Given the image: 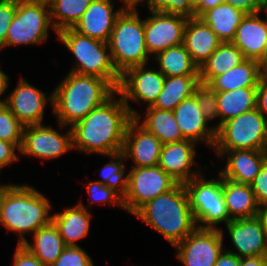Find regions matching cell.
<instances>
[{"label": "cell", "mask_w": 267, "mask_h": 266, "mask_svg": "<svg viewBox=\"0 0 267 266\" xmlns=\"http://www.w3.org/2000/svg\"><path fill=\"white\" fill-rule=\"evenodd\" d=\"M116 95L117 91L71 127L73 150L104 156L122 152L127 126L134 117Z\"/></svg>", "instance_id": "1"}, {"label": "cell", "mask_w": 267, "mask_h": 266, "mask_svg": "<svg viewBox=\"0 0 267 266\" xmlns=\"http://www.w3.org/2000/svg\"><path fill=\"white\" fill-rule=\"evenodd\" d=\"M117 90L105 79L68 72L52 91V110L60 127H72Z\"/></svg>", "instance_id": "2"}, {"label": "cell", "mask_w": 267, "mask_h": 266, "mask_svg": "<svg viewBox=\"0 0 267 266\" xmlns=\"http://www.w3.org/2000/svg\"><path fill=\"white\" fill-rule=\"evenodd\" d=\"M51 203L42 192L27 184H9L0 190V224L17 233L18 243L52 221Z\"/></svg>", "instance_id": "3"}, {"label": "cell", "mask_w": 267, "mask_h": 266, "mask_svg": "<svg viewBox=\"0 0 267 266\" xmlns=\"http://www.w3.org/2000/svg\"><path fill=\"white\" fill-rule=\"evenodd\" d=\"M134 216L158 231L172 246L197 228L183 183L147 202Z\"/></svg>", "instance_id": "4"}, {"label": "cell", "mask_w": 267, "mask_h": 266, "mask_svg": "<svg viewBox=\"0 0 267 266\" xmlns=\"http://www.w3.org/2000/svg\"><path fill=\"white\" fill-rule=\"evenodd\" d=\"M113 65L121 75L134 66L147 65L144 19L136 9L125 8L117 17L108 41Z\"/></svg>", "instance_id": "5"}, {"label": "cell", "mask_w": 267, "mask_h": 266, "mask_svg": "<svg viewBox=\"0 0 267 266\" xmlns=\"http://www.w3.org/2000/svg\"><path fill=\"white\" fill-rule=\"evenodd\" d=\"M56 36L76 59L69 72L103 78L117 90L120 74L113 65L108 43L80 34L73 28L63 29Z\"/></svg>", "instance_id": "6"}, {"label": "cell", "mask_w": 267, "mask_h": 266, "mask_svg": "<svg viewBox=\"0 0 267 266\" xmlns=\"http://www.w3.org/2000/svg\"><path fill=\"white\" fill-rule=\"evenodd\" d=\"M266 148L267 119L257 108L227 120L216 129L213 150L218 157L225 151Z\"/></svg>", "instance_id": "7"}, {"label": "cell", "mask_w": 267, "mask_h": 266, "mask_svg": "<svg viewBox=\"0 0 267 266\" xmlns=\"http://www.w3.org/2000/svg\"><path fill=\"white\" fill-rule=\"evenodd\" d=\"M194 221L199 229H219L231 221L222 192V176L204 179L203 174L184 183Z\"/></svg>", "instance_id": "8"}, {"label": "cell", "mask_w": 267, "mask_h": 266, "mask_svg": "<svg viewBox=\"0 0 267 266\" xmlns=\"http://www.w3.org/2000/svg\"><path fill=\"white\" fill-rule=\"evenodd\" d=\"M51 23L50 5L17 0V9L4 47L41 44L48 39Z\"/></svg>", "instance_id": "9"}, {"label": "cell", "mask_w": 267, "mask_h": 266, "mask_svg": "<svg viewBox=\"0 0 267 266\" xmlns=\"http://www.w3.org/2000/svg\"><path fill=\"white\" fill-rule=\"evenodd\" d=\"M178 182L160 166L131 167L128 190L123 198L124 210L134 215L143 205L169 192Z\"/></svg>", "instance_id": "10"}, {"label": "cell", "mask_w": 267, "mask_h": 266, "mask_svg": "<svg viewBox=\"0 0 267 266\" xmlns=\"http://www.w3.org/2000/svg\"><path fill=\"white\" fill-rule=\"evenodd\" d=\"M146 65L128 68L120 75L117 88L118 95L134 117L139 112L128 102H144L152 106L159 96L165 81V75L159 70L145 68ZM129 100V101H128Z\"/></svg>", "instance_id": "11"}, {"label": "cell", "mask_w": 267, "mask_h": 266, "mask_svg": "<svg viewBox=\"0 0 267 266\" xmlns=\"http://www.w3.org/2000/svg\"><path fill=\"white\" fill-rule=\"evenodd\" d=\"M223 230L196 228L176 244V257L184 266H214L225 249Z\"/></svg>", "instance_id": "12"}, {"label": "cell", "mask_w": 267, "mask_h": 266, "mask_svg": "<svg viewBox=\"0 0 267 266\" xmlns=\"http://www.w3.org/2000/svg\"><path fill=\"white\" fill-rule=\"evenodd\" d=\"M67 131L61 134L44 124L26 126L19 152L42 159V162L59 158L73 149L71 127Z\"/></svg>", "instance_id": "13"}, {"label": "cell", "mask_w": 267, "mask_h": 266, "mask_svg": "<svg viewBox=\"0 0 267 266\" xmlns=\"http://www.w3.org/2000/svg\"><path fill=\"white\" fill-rule=\"evenodd\" d=\"M144 18L145 45L149 55L183 43L188 18L164 12L149 11Z\"/></svg>", "instance_id": "14"}, {"label": "cell", "mask_w": 267, "mask_h": 266, "mask_svg": "<svg viewBox=\"0 0 267 266\" xmlns=\"http://www.w3.org/2000/svg\"><path fill=\"white\" fill-rule=\"evenodd\" d=\"M6 98L5 105L25 127L42 124L46 104L49 102L52 106L53 100L52 93L46 97L45 92L24 78H20L16 88Z\"/></svg>", "instance_id": "15"}, {"label": "cell", "mask_w": 267, "mask_h": 266, "mask_svg": "<svg viewBox=\"0 0 267 266\" xmlns=\"http://www.w3.org/2000/svg\"><path fill=\"white\" fill-rule=\"evenodd\" d=\"M231 242L237 251H226L239 258L267 256V230L260 216L231 220L226 224Z\"/></svg>", "instance_id": "16"}, {"label": "cell", "mask_w": 267, "mask_h": 266, "mask_svg": "<svg viewBox=\"0 0 267 266\" xmlns=\"http://www.w3.org/2000/svg\"><path fill=\"white\" fill-rule=\"evenodd\" d=\"M162 142L151 132L132 119L126 129L122 153L133 159V167H149L159 163Z\"/></svg>", "instance_id": "17"}, {"label": "cell", "mask_w": 267, "mask_h": 266, "mask_svg": "<svg viewBox=\"0 0 267 266\" xmlns=\"http://www.w3.org/2000/svg\"><path fill=\"white\" fill-rule=\"evenodd\" d=\"M173 112L184 140H190L196 144L201 140L203 144L210 146V149L214 147L215 125L207 126L209 120L199 108L194 94L180 102Z\"/></svg>", "instance_id": "18"}, {"label": "cell", "mask_w": 267, "mask_h": 266, "mask_svg": "<svg viewBox=\"0 0 267 266\" xmlns=\"http://www.w3.org/2000/svg\"><path fill=\"white\" fill-rule=\"evenodd\" d=\"M125 8L114 9L112 0H92L73 29L90 38L108 43L117 17Z\"/></svg>", "instance_id": "19"}, {"label": "cell", "mask_w": 267, "mask_h": 266, "mask_svg": "<svg viewBox=\"0 0 267 266\" xmlns=\"http://www.w3.org/2000/svg\"><path fill=\"white\" fill-rule=\"evenodd\" d=\"M195 146L196 143L190 140L163 144L158 166L178 183L190 181L201 174L192 170L197 155Z\"/></svg>", "instance_id": "20"}, {"label": "cell", "mask_w": 267, "mask_h": 266, "mask_svg": "<svg viewBox=\"0 0 267 266\" xmlns=\"http://www.w3.org/2000/svg\"><path fill=\"white\" fill-rule=\"evenodd\" d=\"M221 43L215 32L201 18H188L184 28L183 44L199 69Z\"/></svg>", "instance_id": "21"}, {"label": "cell", "mask_w": 267, "mask_h": 266, "mask_svg": "<svg viewBox=\"0 0 267 266\" xmlns=\"http://www.w3.org/2000/svg\"><path fill=\"white\" fill-rule=\"evenodd\" d=\"M220 157L227 158L225 167L219 173L222 178L247 185L253 182L267 160L266 150L225 151Z\"/></svg>", "instance_id": "22"}, {"label": "cell", "mask_w": 267, "mask_h": 266, "mask_svg": "<svg viewBox=\"0 0 267 266\" xmlns=\"http://www.w3.org/2000/svg\"><path fill=\"white\" fill-rule=\"evenodd\" d=\"M260 13L245 14L232 41L246 59L256 61L262 55L267 41V13L265 20L259 17Z\"/></svg>", "instance_id": "23"}, {"label": "cell", "mask_w": 267, "mask_h": 266, "mask_svg": "<svg viewBox=\"0 0 267 266\" xmlns=\"http://www.w3.org/2000/svg\"><path fill=\"white\" fill-rule=\"evenodd\" d=\"M222 192L231 220L259 216L260 206L250 185L222 178Z\"/></svg>", "instance_id": "24"}, {"label": "cell", "mask_w": 267, "mask_h": 266, "mask_svg": "<svg viewBox=\"0 0 267 266\" xmlns=\"http://www.w3.org/2000/svg\"><path fill=\"white\" fill-rule=\"evenodd\" d=\"M91 212L80 204L66 207L63 212L52 215L66 246H78L77 242L89 234Z\"/></svg>", "instance_id": "25"}, {"label": "cell", "mask_w": 267, "mask_h": 266, "mask_svg": "<svg viewBox=\"0 0 267 266\" xmlns=\"http://www.w3.org/2000/svg\"><path fill=\"white\" fill-rule=\"evenodd\" d=\"M33 243L28 240L22 245L44 265H52L61 255L66 245L58 228L51 221L32 234Z\"/></svg>", "instance_id": "26"}, {"label": "cell", "mask_w": 267, "mask_h": 266, "mask_svg": "<svg viewBox=\"0 0 267 266\" xmlns=\"http://www.w3.org/2000/svg\"><path fill=\"white\" fill-rule=\"evenodd\" d=\"M257 87H244L230 91H217V129L227 120L256 108Z\"/></svg>", "instance_id": "27"}, {"label": "cell", "mask_w": 267, "mask_h": 266, "mask_svg": "<svg viewBox=\"0 0 267 266\" xmlns=\"http://www.w3.org/2000/svg\"><path fill=\"white\" fill-rule=\"evenodd\" d=\"M146 109L144 118L138 113L134 116V119L146 130L153 133L162 144L184 140L173 111L161 110L151 106L146 107Z\"/></svg>", "instance_id": "28"}, {"label": "cell", "mask_w": 267, "mask_h": 266, "mask_svg": "<svg viewBox=\"0 0 267 266\" xmlns=\"http://www.w3.org/2000/svg\"><path fill=\"white\" fill-rule=\"evenodd\" d=\"M261 78L257 61L246 59L234 68L214 77L207 85L214 91H230L257 87Z\"/></svg>", "instance_id": "29"}, {"label": "cell", "mask_w": 267, "mask_h": 266, "mask_svg": "<svg viewBox=\"0 0 267 266\" xmlns=\"http://www.w3.org/2000/svg\"><path fill=\"white\" fill-rule=\"evenodd\" d=\"M246 58L232 42H222L199 69L200 83L208 84L214 77L241 64Z\"/></svg>", "instance_id": "30"}, {"label": "cell", "mask_w": 267, "mask_h": 266, "mask_svg": "<svg viewBox=\"0 0 267 266\" xmlns=\"http://www.w3.org/2000/svg\"><path fill=\"white\" fill-rule=\"evenodd\" d=\"M245 14L230 4L222 3L208 9L201 18L222 42H232L238 25Z\"/></svg>", "instance_id": "31"}, {"label": "cell", "mask_w": 267, "mask_h": 266, "mask_svg": "<svg viewBox=\"0 0 267 266\" xmlns=\"http://www.w3.org/2000/svg\"><path fill=\"white\" fill-rule=\"evenodd\" d=\"M199 84V76L166 77L164 86L151 107L173 111L180 102L194 94Z\"/></svg>", "instance_id": "32"}, {"label": "cell", "mask_w": 267, "mask_h": 266, "mask_svg": "<svg viewBox=\"0 0 267 266\" xmlns=\"http://www.w3.org/2000/svg\"><path fill=\"white\" fill-rule=\"evenodd\" d=\"M153 60L158 61V70L165 77L170 76H199V68L193 63L190 53L184 44L169 47L157 53Z\"/></svg>", "instance_id": "33"}, {"label": "cell", "mask_w": 267, "mask_h": 266, "mask_svg": "<svg viewBox=\"0 0 267 266\" xmlns=\"http://www.w3.org/2000/svg\"><path fill=\"white\" fill-rule=\"evenodd\" d=\"M92 0H53L50 4L51 23L55 33L73 28Z\"/></svg>", "instance_id": "34"}, {"label": "cell", "mask_w": 267, "mask_h": 266, "mask_svg": "<svg viewBox=\"0 0 267 266\" xmlns=\"http://www.w3.org/2000/svg\"><path fill=\"white\" fill-rule=\"evenodd\" d=\"M107 157L114 159V161L112 160L102 167L100 173L103 180L97 181L113 189L124 198L128 190V173H126L127 170H125L126 164L123 162L126 158L122 152L107 155Z\"/></svg>", "instance_id": "35"}, {"label": "cell", "mask_w": 267, "mask_h": 266, "mask_svg": "<svg viewBox=\"0 0 267 266\" xmlns=\"http://www.w3.org/2000/svg\"><path fill=\"white\" fill-rule=\"evenodd\" d=\"M24 128L5 104L0 105V140L13 143L20 149Z\"/></svg>", "instance_id": "36"}, {"label": "cell", "mask_w": 267, "mask_h": 266, "mask_svg": "<svg viewBox=\"0 0 267 266\" xmlns=\"http://www.w3.org/2000/svg\"><path fill=\"white\" fill-rule=\"evenodd\" d=\"M86 190L90 194L89 196L91 198L89 202L90 205L88 204V206H84L82 204V201L79 202V204L84 208L88 209L90 208V206L92 207L91 204L99 202L103 203L104 205H106L107 203L108 205H113L124 209L123 198L113 189L108 188L106 185L101 184L99 181L87 183Z\"/></svg>", "instance_id": "37"}, {"label": "cell", "mask_w": 267, "mask_h": 266, "mask_svg": "<svg viewBox=\"0 0 267 266\" xmlns=\"http://www.w3.org/2000/svg\"><path fill=\"white\" fill-rule=\"evenodd\" d=\"M149 11L164 12L184 16L195 17L194 5L190 0H145Z\"/></svg>", "instance_id": "38"}, {"label": "cell", "mask_w": 267, "mask_h": 266, "mask_svg": "<svg viewBox=\"0 0 267 266\" xmlns=\"http://www.w3.org/2000/svg\"><path fill=\"white\" fill-rule=\"evenodd\" d=\"M199 108L209 120L218 119L217 91L212 90L208 85L200 83L194 90Z\"/></svg>", "instance_id": "39"}, {"label": "cell", "mask_w": 267, "mask_h": 266, "mask_svg": "<svg viewBox=\"0 0 267 266\" xmlns=\"http://www.w3.org/2000/svg\"><path fill=\"white\" fill-rule=\"evenodd\" d=\"M50 266H94L88 253L78 246H66L59 258Z\"/></svg>", "instance_id": "40"}, {"label": "cell", "mask_w": 267, "mask_h": 266, "mask_svg": "<svg viewBox=\"0 0 267 266\" xmlns=\"http://www.w3.org/2000/svg\"><path fill=\"white\" fill-rule=\"evenodd\" d=\"M17 9V0L0 2V50L4 48L8 29L13 22Z\"/></svg>", "instance_id": "41"}, {"label": "cell", "mask_w": 267, "mask_h": 266, "mask_svg": "<svg viewBox=\"0 0 267 266\" xmlns=\"http://www.w3.org/2000/svg\"><path fill=\"white\" fill-rule=\"evenodd\" d=\"M250 186L258 205L260 207L267 206V160Z\"/></svg>", "instance_id": "42"}, {"label": "cell", "mask_w": 267, "mask_h": 266, "mask_svg": "<svg viewBox=\"0 0 267 266\" xmlns=\"http://www.w3.org/2000/svg\"><path fill=\"white\" fill-rule=\"evenodd\" d=\"M13 266H46L23 245L17 244L13 255Z\"/></svg>", "instance_id": "43"}, {"label": "cell", "mask_w": 267, "mask_h": 266, "mask_svg": "<svg viewBox=\"0 0 267 266\" xmlns=\"http://www.w3.org/2000/svg\"><path fill=\"white\" fill-rule=\"evenodd\" d=\"M224 3L230 4L244 14L263 12V0H224Z\"/></svg>", "instance_id": "44"}, {"label": "cell", "mask_w": 267, "mask_h": 266, "mask_svg": "<svg viewBox=\"0 0 267 266\" xmlns=\"http://www.w3.org/2000/svg\"><path fill=\"white\" fill-rule=\"evenodd\" d=\"M16 149H20L13 143L0 140V167L3 169L6 166L15 163L19 159Z\"/></svg>", "instance_id": "45"}, {"label": "cell", "mask_w": 267, "mask_h": 266, "mask_svg": "<svg viewBox=\"0 0 267 266\" xmlns=\"http://www.w3.org/2000/svg\"><path fill=\"white\" fill-rule=\"evenodd\" d=\"M256 108L267 119V78H261L258 82Z\"/></svg>", "instance_id": "46"}, {"label": "cell", "mask_w": 267, "mask_h": 266, "mask_svg": "<svg viewBox=\"0 0 267 266\" xmlns=\"http://www.w3.org/2000/svg\"><path fill=\"white\" fill-rule=\"evenodd\" d=\"M240 259L237 255L226 251L225 249L218 256L214 266H239Z\"/></svg>", "instance_id": "47"}, {"label": "cell", "mask_w": 267, "mask_h": 266, "mask_svg": "<svg viewBox=\"0 0 267 266\" xmlns=\"http://www.w3.org/2000/svg\"><path fill=\"white\" fill-rule=\"evenodd\" d=\"M222 3H224V0H198L194 5L195 17H200L208 9L214 8Z\"/></svg>", "instance_id": "48"}, {"label": "cell", "mask_w": 267, "mask_h": 266, "mask_svg": "<svg viewBox=\"0 0 267 266\" xmlns=\"http://www.w3.org/2000/svg\"><path fill=\"white\" fill-rule=\"evenodd\" d=\"M239 266H267V256L241 258Z\"/></svg>", "instance_id": "49"}, {"label": "cell", "mask_w": 267, "mask_h": 266, "mask_svg": "<svg viewBox=\"0 0 267 266\" xmlns=\"http://www.w3.org/2000/svg\"><path fill=\"white\" fill-rule=\"evenodd\" d=\"M257 65L259 69L260 76L262 78H267V41L264 47L262 55L257 60Z\"/></svg>", "instance_id": "50"}, {"label": "cell", "mask_w": 267, "mask_h": 266, "mask_svg": "<svg viewBox=\"0 0 267 266\" xmlns=\"http://www.w3.org/2000/svg\"><path fill=\"white\" fill-rule=\"evenodd\" d=\"M9 77L7 74H5V72H3L0 68V97L2 94H4L7 90V87L9 85ZM6 99L4 98V100L0 99V105H4L6 103Z\"/></svg>", "instance_id": "51"}, {"label": "cell", "mask_w": 267, "mask_h": 266, "mask_svg": "<svg viewBox=\"0 0 267 266\" xmlns=\"http://www.w3.org/2000/svg\"><path fill=\"white\" fill-rule=\"evenodd\" d=\"M122 3L124 8H133L136 9V7L138 6V4L143 3L145 0H119Z\"/></svg>", "instance_id": "52"}, {"label": "cell", "mask_w": 267, "mask_h": 266, "mask_svg": "<svg viewBox=\"0 0 267 266\" xmlns=\"http://www.w3.org/2000/svg\"><path fill=\"white\" fill-rule=\"evenodd\" d=\"M259 216L262 218V220L264 222V226H265V228L267 230V206L260 207Z\"/></svg>", "instance_id": "53"}, {"label": "cell", "mask_w": 267, "mask_h": 266, "mask_svg": "<svg viewBox=\"0 0 267 266\" xmlns=\"http://www.w3.org/2000/svg\"><path fill=\"white\" fill-rule=\"evenodd\" d=\"M22 1L29 2V3H43V4L50 5L53 0H22Z\"/></svg>", "instance_id": "54"}, {"label": "cell", "mask_w": 267, "mask_h": 266, "mask_svg": "<svg viewBox=\"0 0 267 266\" xmlns=\"http://www.w3.org/2000/svg\"><path fill=\"white\" fill-rule=\"evenodd\" d=\"M263 12L267 13V0H263Z\"/></svg>", "instance_id": "55"}, {"label": "cell", "mask_w": 267, "mask_h": 266, "mask_svg": "<svg viewBox=\"0 0 267 266\" xmlns=\"http://www.w3.org/2000/svg\"><path fill=\"white\" fill-rule=\"evenodd\" d=\"M190 1L192 2L193 5H195L198 0H190Z\"/></svg>", "instance_id": "56"}, {"label": "cell", "mask_w": 267, "mask_h": 266, "mask_svg": "<svg viewBox=\"0 0 267 266\" xmlns=\"http://www.w3.org/2000/svg\"><path fill=\"white\" fill-rule=\"evenodd\" d=\"M7 185H9V184H4V183L1 184V185H0V190L2 189L3 186H7Z\"/></svg>", "instance_id": "57"}]
</instances>
